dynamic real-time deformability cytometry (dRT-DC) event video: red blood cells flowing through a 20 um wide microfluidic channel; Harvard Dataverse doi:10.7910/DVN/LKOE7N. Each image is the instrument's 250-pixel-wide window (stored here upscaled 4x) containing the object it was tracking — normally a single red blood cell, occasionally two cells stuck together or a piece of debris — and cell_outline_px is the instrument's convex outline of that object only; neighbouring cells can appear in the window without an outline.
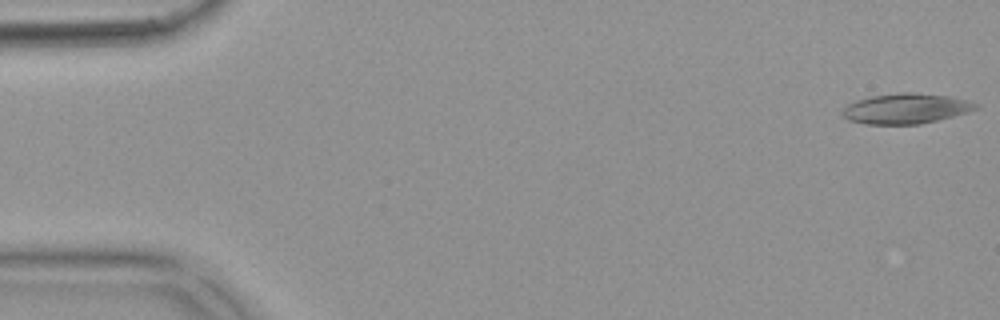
{"species": "common noctule bat (a hibernating species)", "species_latin": "Nyctalus noctula", "temperature_condition": "warm", "stored_images_in_passage": 55, "camera_frame_rate_fps": 3000, "um_per_image_px": 0.085, "animal": {"sex": "female", "body_mass_g": 18.4}, "frame": {"image": 1, "passage_image": 1, "time_ms": 0.0, "image_size_px": [1000, 320], "cell_outline_px": [[980, 108], [968, 112], [920, 124], [864, 124], [848, 120], [840, 112], [848, 104], [856, 100], [872, 96], [904, 92], [912, 92], [948, 96], [980, 104]], "centroid_in_image_um": [76.99, 9.23], "position_along_channel_um": 8.0, "area_um2": 23.35}}
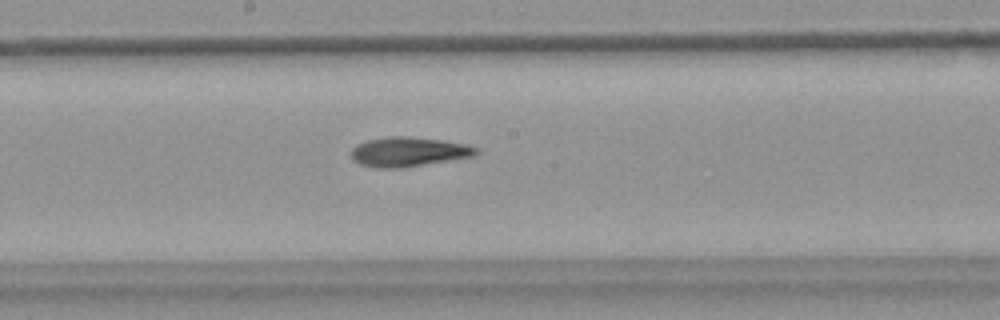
{"frame": {"image": 2, "passage_image": 29, "time_ms": 9.333, "image_size_px": [1000, 320], "cell_outline_px": [[480, 152], [476, 156], [404, 168], [376, 168], [360, 164], [352, 160], [352, 148], [356, 144], [368, 140], [388, 136], [408, 136], [444, 140], [468, 144], [480, 148]], "centroid_in_image_um": [34.79, 12.9], "position_along_channel_um": 213.4, "area_um2": 21.96}}
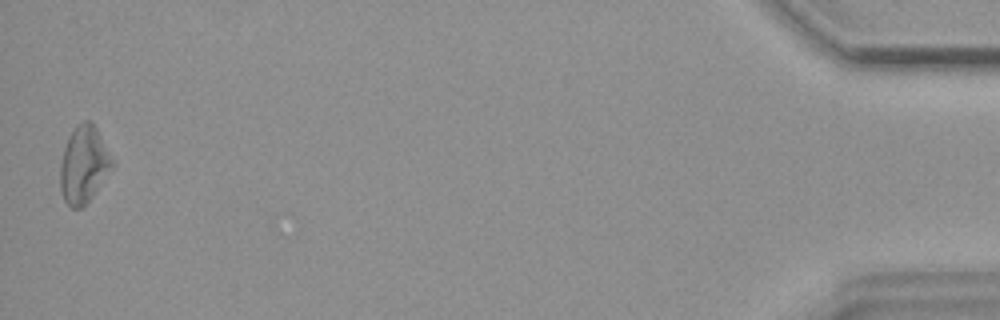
{"frame": {"image": 3, "passage_image": 54, "time_ms": 17.667, "image_size_px": [1000, 320], "cell_outline_px": [[116, 164], [88, 200], [80, 208], [72, 208], [64, 200], [60, 188], [60, 164], [64, 148], [68, 136], [76, 124], [84, 120], [88, 120], [96, 128]], "centroid_in_image_um": [7.11, 13.97], "position_along_channel_um": 428.1, "area_um2": 23.12}, "authors_computed_cell_mechanics": {"area_um2": 21.8484, "velocity_mm_per_s": 3.6832, "shape_relaxation_time_tau1_ms": null, "shape_relaxation_time_tau2_ms": 7.7446, "deformation_change_tau1": null, "deformation_change_tau2": 0.2205}}